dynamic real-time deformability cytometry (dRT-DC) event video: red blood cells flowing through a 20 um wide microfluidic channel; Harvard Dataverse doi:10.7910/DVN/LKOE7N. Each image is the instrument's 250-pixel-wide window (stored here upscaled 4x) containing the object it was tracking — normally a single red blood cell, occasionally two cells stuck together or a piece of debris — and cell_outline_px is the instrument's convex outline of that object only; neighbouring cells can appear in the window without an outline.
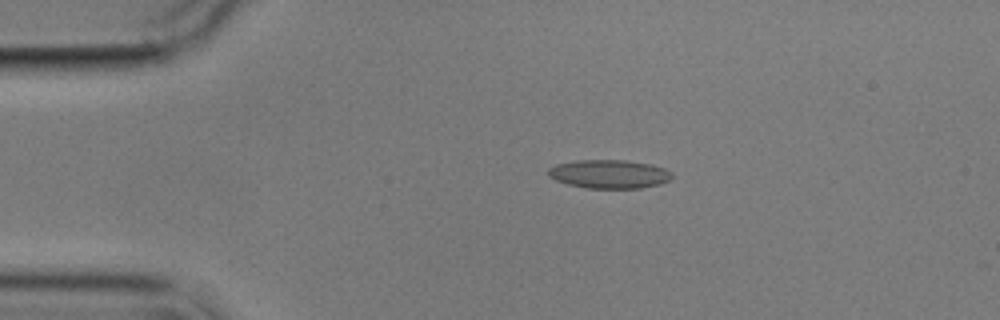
{"species": "common noctule bat (a hibernating species)", "species_latin": "Nyctalus noctula", "temperature_condition": "cold", "stored_images_in_passage": 4, "camera_frame_rate_fps": 3000, "um_per_image_px": 0.085, "animal": {"sex": "male", "body_mass_g": 17.9}, "frame": {"image": 1, "passage_image": 4, "time_ms": 3.333, "image_size_px": [1000, 320], "cell_outline_px": [[672, 176], [668, 180], [660, 184], [640, 188], [588, 188], [568, 184], [556, 180], [548, 176], [548, 168], [556, 164], [576, 160], [624, 160], [652, 164], [664, 168], [672, 172]], "centroid_in_image_um": [51.78, 14.79], "position_along_channel_um": 33.2, "area_um2": 20.63}}